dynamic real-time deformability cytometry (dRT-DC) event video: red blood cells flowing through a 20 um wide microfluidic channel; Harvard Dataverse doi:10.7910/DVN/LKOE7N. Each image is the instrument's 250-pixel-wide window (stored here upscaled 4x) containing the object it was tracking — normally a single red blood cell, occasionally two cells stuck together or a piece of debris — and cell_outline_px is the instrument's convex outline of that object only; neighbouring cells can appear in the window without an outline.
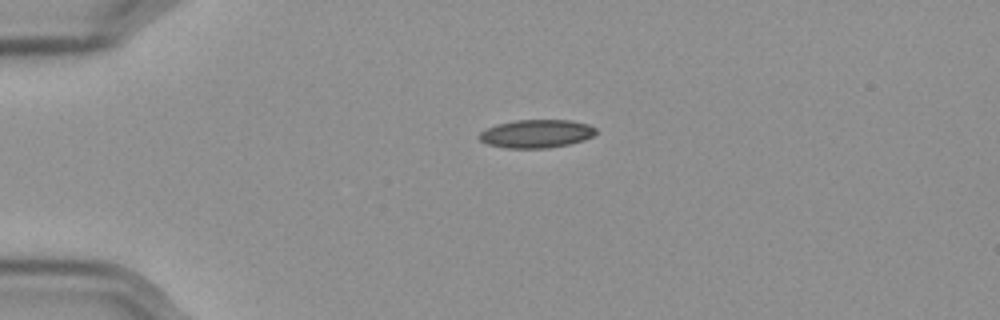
{"species": "Egyptian fruit bat (a non-hibernating species)", "species_latin": "Rousettus aegyptiacus", "temperature_condition": "cold", "stored_images_in_passage": 44, "camera_frame_rate_fps": 3000, "um_per_image_px": 0.085, "frame": {"image": 1, "passage_image": 1, "time_ms": 0.0, "image_size_px": [1000, 320], "cell_outline_px": [[596, 132], [592, 136], [584, 140], [568, 144], [548, 148], [504, 148], [488, 144], [480, 140], [476, 136], [480, 132], [496, 124], [516, 120], [572, 120], [588, 124], [596, 128]], "centroid_in_image_um": [45.58, 11.36], "position_along_channel_um": 39.4, "area_um2": 19.25}}
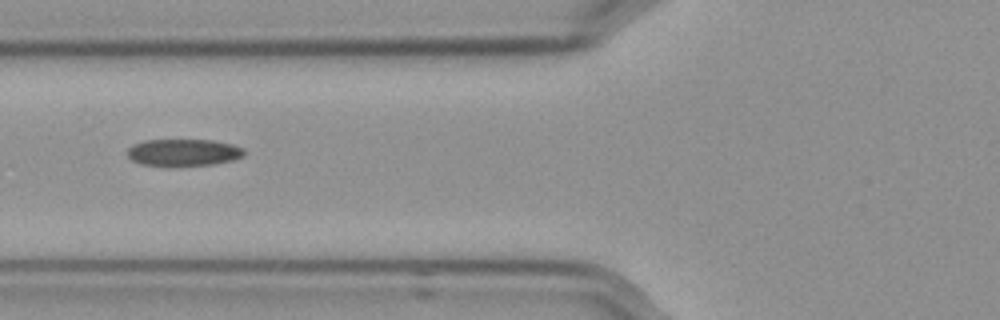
{"frame": {"image": 2, "passage_image": 10, "time_ms": 3.0, "image_size_px": [1000, 320], "cell_outline_px": [[244, 156], [232, 160], [212, 164], [140, 164], [132, 160], [128, 156], [128, 148], [132, 144], [144, 140], [212, 140], [232, 144], [244, 148]], "centroid_in_image_um": [15.6, 12.92], "position_along_channel_um": 110.2, "area_um2": 17.86}}
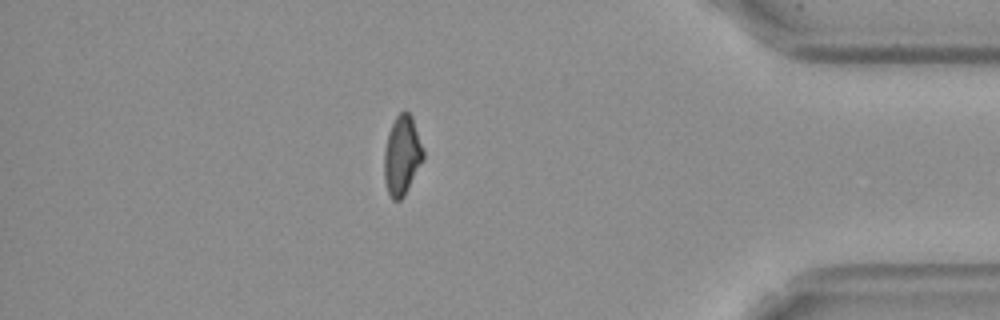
{"frame": {"image": 3, "passage_image": 37, "time_ms": 12.0, "image_size_px": [1000, 320], "cell_outline_px": [[424, 160], [404, 196], [400, 200], [392, 200], [388, 192], [384, 176], [384, 152], [388, 132], [396, 116], [400, 112], [408, 112], [412, 116], [424, 152]], "centroid_in_image_um": [34.17, 13.23], "position_along_channel_um": 401.0, "area_um2": 18.03}, "authors_computed_cell_mechanics": {"area_um2": 18.6116, "velocity_mm_per_s": 3.5973, "shape_relaxation_time_tau1_ms": 7.0852, "shape_relaxation_time_tau2_ms": 3.1466, "deformation_change_tau1": 0.1786, "deformation_change_tau2": 0.0885}}